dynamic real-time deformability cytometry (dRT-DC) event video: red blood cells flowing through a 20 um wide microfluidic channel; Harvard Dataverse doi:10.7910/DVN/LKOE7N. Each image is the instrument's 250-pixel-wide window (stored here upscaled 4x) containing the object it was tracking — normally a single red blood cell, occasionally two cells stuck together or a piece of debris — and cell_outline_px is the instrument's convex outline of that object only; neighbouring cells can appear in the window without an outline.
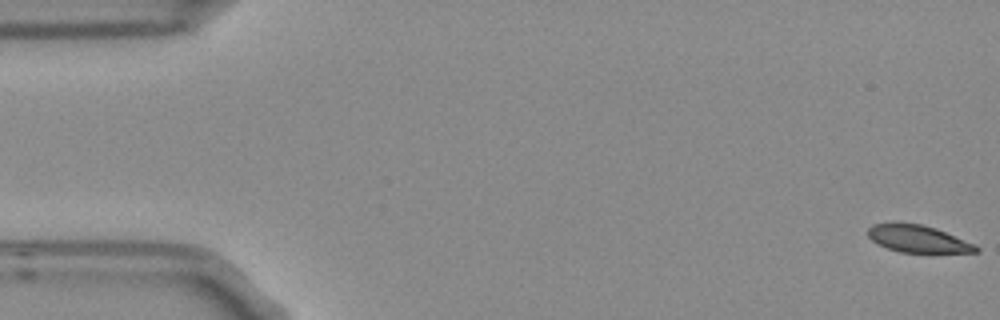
{"species": "Egyptian fruit bat (a non-hibernating species)", "species_latin": "Rousettus aegyptiacus", "temperature_condition": "room temperature", "stored_images_in_passage": 6, "segment_of_instrument_passage": [1, 2], "camera_frame_rate_fps": 3000, "um_per_image_px": 0.085, "frame": {"image": 1, "passage_image": 1, "time_ms": 0.0, "image_size_px": [1000, 320], "cell_outline_px": [[980, 252], [900, 252], [888, 248], [872, 240], [868, 236], [868, 228], [872, 224], [892, 220], [896, 220], [920, 224], [936, 228], [976, 244], [980, 248]], "centroid_in_image_um": [78.0, 20.25], "position_along_channel_um": 7.0, "area_um2": 17.51}}
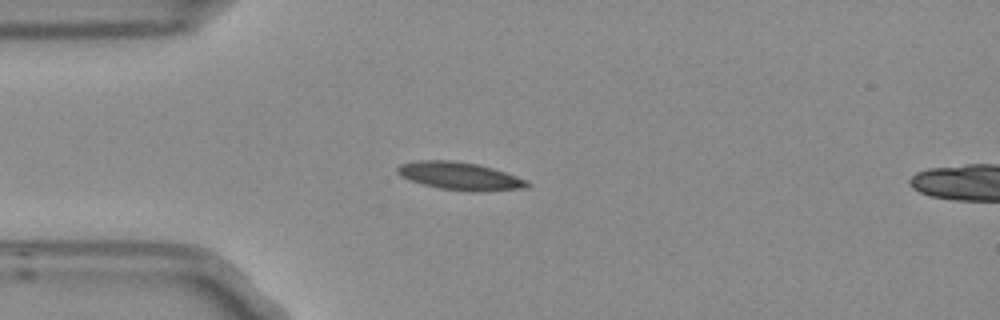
{"frame": {"image": 2, "passage_image": 5, "time_ms": 1.333, "image_size_px": [1000, 320], "cell_outline_px": [[532, 184], [528, 188], [480, 192], [468, 192], [440, 188], [408, 180], [400, 176], [396, 172], [396, 168], [400, 164], [416, 160], [452, 160], [476, 164], [492, 168], [528, 180]], "centroid_in_image_um": [39.09, 14.97], "position_along_channel_um": 45.9, "area_um2": 21.27}}